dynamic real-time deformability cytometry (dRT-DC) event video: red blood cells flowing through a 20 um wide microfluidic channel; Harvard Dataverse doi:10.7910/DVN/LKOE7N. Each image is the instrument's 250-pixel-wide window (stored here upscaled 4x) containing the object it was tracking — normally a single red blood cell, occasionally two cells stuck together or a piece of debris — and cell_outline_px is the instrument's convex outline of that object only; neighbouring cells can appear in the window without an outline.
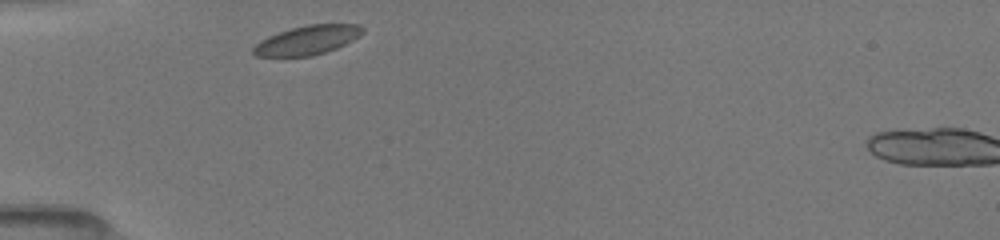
{"species": "common noctule bat (a hibernating species)", "species_latin": "Nyctalus noctula", "temperature_condition": "room temperature", "stored_images_in_passage": 45, "camera_frame_rate_fps": 3000, "um_per_image_px": 0.085, "animal": {"sex": "female", "body_mass_g": 19.5, "forearm_length_mm": 54.1}, "frame": {"image": 1, "passage_image": 1, "time_ms": 0.0, "image_size_px": [1000, 240], "cell_outline_px": [[364, 32], [360, 36], [336, 48], [312, 56], [256, 56], [252, 52], [252, 48], [260, 40], [268, 36], [292, 28], [308, 24], [360, 24], [364, 28]], "centroid_in_image_um": [26.14, 3.4], "position_along_channel_um": 58.9, "area_um2": 18.44}}
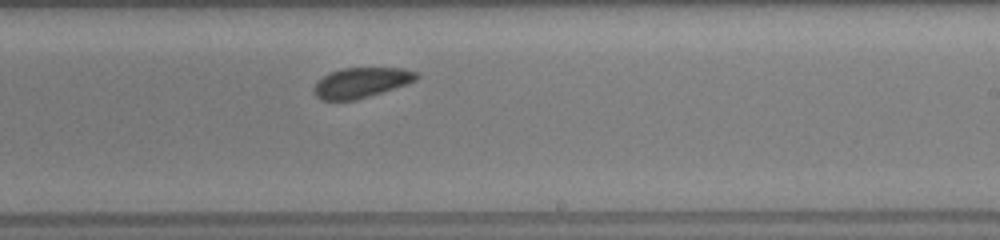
{"frame": {"image": 2, "passage_image": 26, "time_ms": 5.333, "image_size_px": [1000, 240], "cell_outline_px": [[420, 76], [416, 80], [368, 96], [352, 100], [320, 100], [312, 92], [312, 88], [328, 72], [344, 68], [404, 68], [416, 72]], "centroid_in_image_um": [30.66, 7.01], "position_along_channel_um": 258.3, "area_um2": 17.74}}
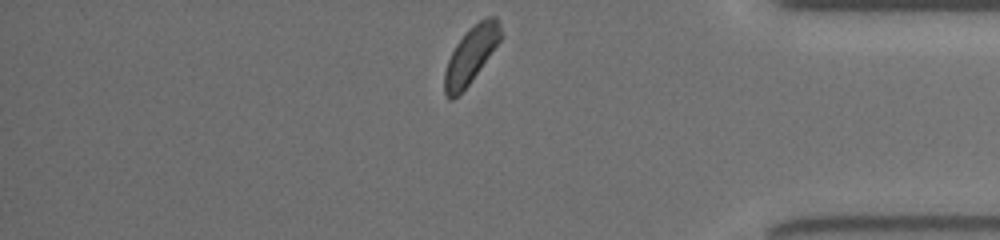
{"frame": {"image": 3, "passage_image": 45, "time_ms": 9.333, "image_size_px": [1000, 240], "cell_outline_px": [[500, 40], [468, 84], [452, 100], [448, 100], [444, 92], [444, 72], [448, 60], [456, 44], [480, 20], [488, 16], [496, 16], [500, 24]], "centroid_in_image_um": [40.0, 4.69], "position_along_channel_um": 395.2, "area_um2": 17.63}, "authors_computed_cell_mechanics": {"area_um2": 18.785, "velocity_mm_per_s": 3.9243, "shape_relaxation_time_tau1_ms": null, "shape_relaxation_time_tau2_ms": 8.0019, "deformation_change_tau1": null, "deformation_change_tau2": 0.1059}}